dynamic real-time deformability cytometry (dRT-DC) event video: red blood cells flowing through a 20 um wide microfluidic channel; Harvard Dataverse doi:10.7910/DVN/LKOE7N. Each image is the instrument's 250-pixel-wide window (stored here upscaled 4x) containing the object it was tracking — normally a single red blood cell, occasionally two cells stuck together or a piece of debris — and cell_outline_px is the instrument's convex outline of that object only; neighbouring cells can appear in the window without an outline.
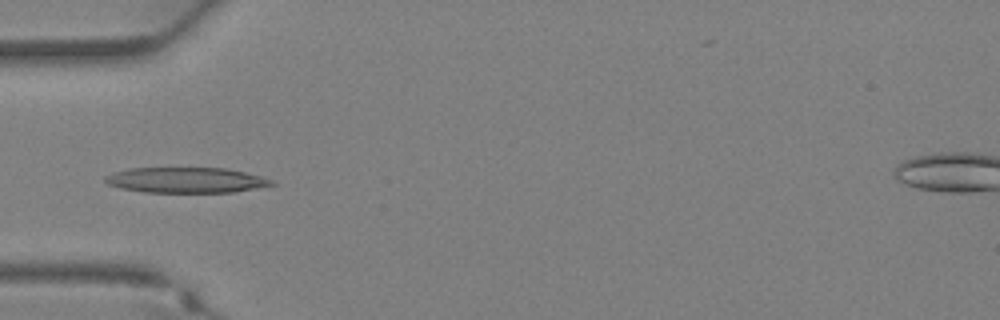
{"species": "Egyptian fruit bat (a non-hibernating species)", "species_latin": "Rousettus aegyptiacus", "temperature_condition": "warm", "stored_images_in_passage": 29, "camera_frame_rate_fps": 3000, "um_per_image_px": 0.085, "animal": {"sex": "female"}, "frame": {"image": 1, "passage_image": 5, "time_ms": 1.333, "image_size_px": [1000, 320], "cell_outline_px": [[276, 184], [232, 192], [144, 192], [120, 188], [108, 184], [104, 180], [104, 176], [112, 172], [128, 168], [228, 168], [260, 176], [272, 180]], "centroid_in_image_um": [15.75, 15.3], "position_along_channel_um": 69.2, "area_um2": 24.62}}
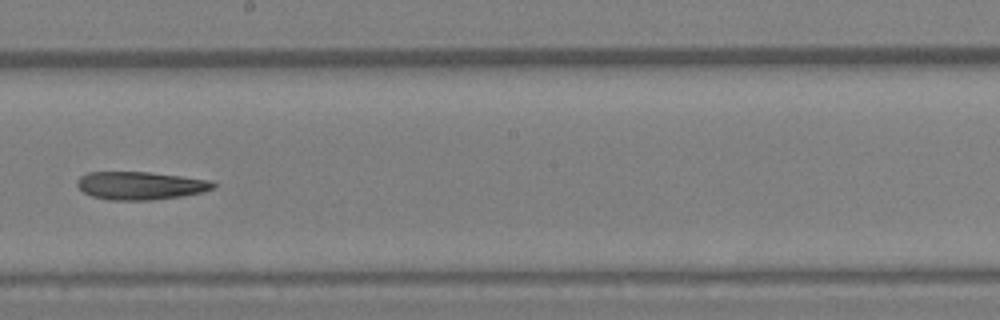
{"frame": {"image": 2, "passage_image": 14, "time_ms": 4.333, "image_size_px": [1000, 320], "cell_outline_px": [[216, 188], [200, 192], [180, 196], [152, 200], [112, 200], [92, 196], [84, 192], [76, 184], [76, 180], [80, 176], [88, 172], [148, 172], [212, 180], [216, 184]], "centroid_in_image_um": [11.93, 15.77], "position_along_channel_um": 236.3, "area_um2": 22.14}}
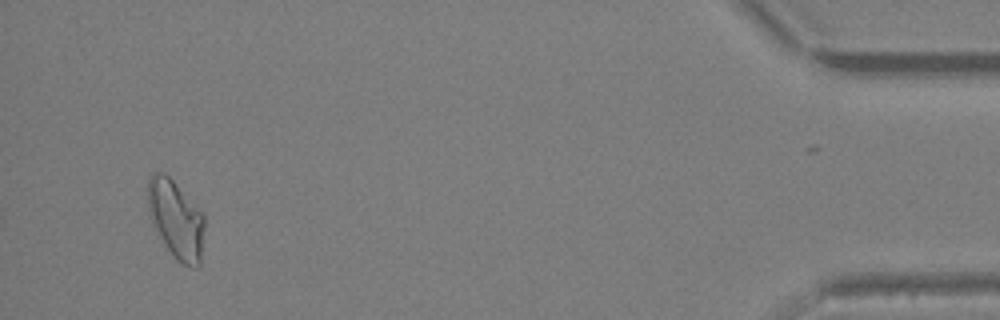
{"frame": {"image": 3, "passage_image": 28, "time_ms": 9.0, "image_size_px": [1000, 320], "cell_outline_px": [[204, 228], [200, 264], [196, 268], [192, 268], [180, 264], [176, 260], [152, 224], [148, 208], [148, 176], [152, 172], [164, 172], [204, 212]], "centroid_in_image_um": [14.97, 18.64], "position_along_channel_um": 420.2, "area_um2": 25.95}}